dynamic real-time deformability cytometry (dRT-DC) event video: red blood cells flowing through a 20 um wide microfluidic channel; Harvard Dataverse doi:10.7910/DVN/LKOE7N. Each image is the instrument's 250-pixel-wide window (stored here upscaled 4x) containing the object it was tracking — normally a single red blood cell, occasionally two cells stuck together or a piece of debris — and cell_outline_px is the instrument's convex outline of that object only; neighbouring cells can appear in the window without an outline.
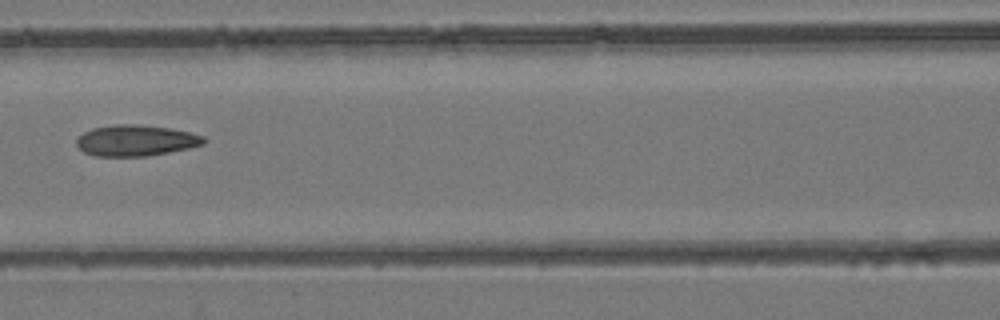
{"species": "common noctule bat (a hibernating species)", "species_latin": "Nyctalus noctula", "temperature_condition": "room temperature", "stored_images_in_passage": 7, "camera_frame_rate_fps": 3000, "um_per_image_px": 0.085, "animal": {"sex": "female", "body_mass_g": 24.6, "forearm_length_mm": 56.2}, "frame": {"image": 1, "passage_image": 7, "time_ms": 2.0, "image_size_px": [1000, 320], "cell_outline_px": [[204, 144], [188, 148], [168, 152], [144, 156], [96, 156], [84, 152], [76, 144], [76, 140], [84, 132], [92, 128], [116, 124], [140, 124], [168, 128], [188, 132], [204, 136]], "centroid_in_image_um": [11.52, 11.93], "position_along_channel_um": 155.1, "area_um2": 22.77}}